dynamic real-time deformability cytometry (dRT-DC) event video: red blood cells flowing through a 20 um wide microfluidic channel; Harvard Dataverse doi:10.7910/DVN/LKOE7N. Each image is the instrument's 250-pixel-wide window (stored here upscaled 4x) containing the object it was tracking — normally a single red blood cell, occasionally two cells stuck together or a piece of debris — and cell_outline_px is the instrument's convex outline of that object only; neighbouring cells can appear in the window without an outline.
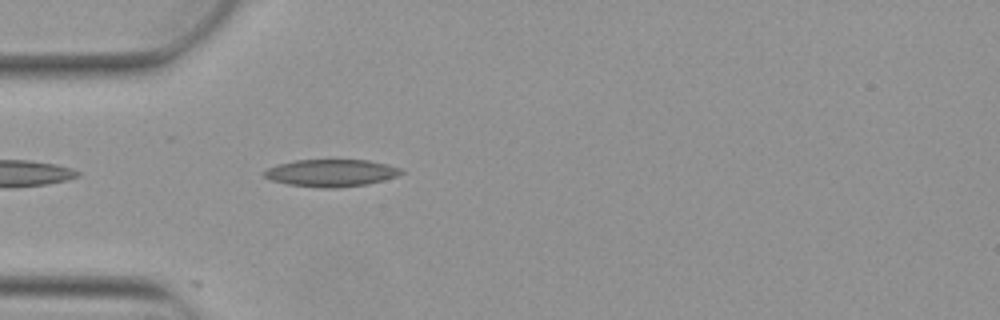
{"species": "Egyptian fruit bat (a non-hibernating species)", "species_latin": "Rousettus aegyptiacus", "temperature_condition": "warm", "stored_images_in_passage": 2, "camera_frame_rate_fps": 3000, "um_per_image_px": 0.085, "animal": {"sex": "female"}, "frame": {"image": 1, "passage_image": 2, "time_ms": 0.333, "image_size_px": [1000, 320], "cell_outline_px": [[404, 172], [396, 176], [384, 180], [368, 184], [336, 188], [320, 188], [288, 184], [272, 180], [264, 176], [264, 172], [268, 168], [280, 164], [296, 160], [368, 160], [388, 164], [400, 168]], "centroid_in_image_um": [28.18, 14.7], "position_along_channel_um": 56.8, "area_um2": 21.62}}